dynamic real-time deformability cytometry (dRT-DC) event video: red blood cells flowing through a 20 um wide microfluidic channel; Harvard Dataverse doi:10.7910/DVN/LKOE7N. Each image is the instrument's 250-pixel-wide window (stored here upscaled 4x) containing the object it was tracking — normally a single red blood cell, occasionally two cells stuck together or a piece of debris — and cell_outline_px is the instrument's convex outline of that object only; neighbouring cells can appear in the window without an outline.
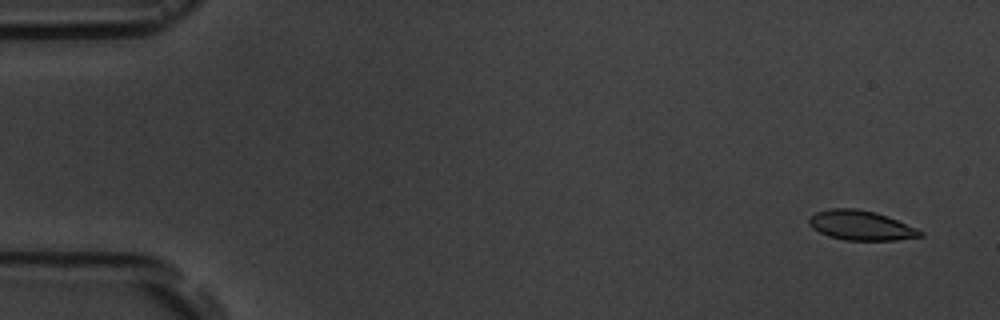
{"species": "common noctule bat (a hibernating species)", "species_latin": "Nyctalus noctula", "temperature_condition": "room temperature", "stored_images_in_passage": 6, "camera_frame_rate_fps": 3000, "um_per_image_px": 0.085, "animal": {"sex": "male", "body_mass_g": 19.5, "forearm_length_mm": 54.6}, "frame": {"image": 1, "passage_image": 1, "time_ms": 0.0, "image_size_px": [1000, 320], "cell_outline_px": [[924, 236], [896, 240], [844, 240], [828, 236], [812, 228], [808, 224], [808, 220], [816, 212], [828, 208], [856, 208], [876, 212], [888, 216], [916, 228], [924, 232]], "centroid_in_image_um": [73.18, 19.15], "position_along_channel_um": 11.8, "area_um2": 19.31}}
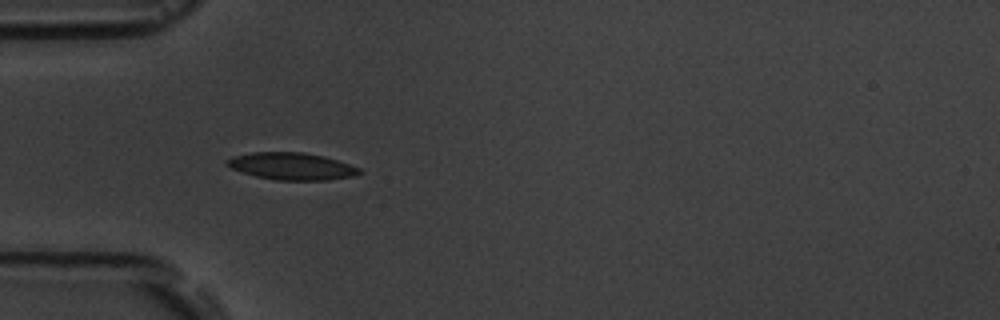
{"frame": {"image": 2, "passage_image": 5, "time_ms": 4.667, "image_size_px": [1000, 320], "cell_outline_px": [[364, 172], [356, 176], [328, 180], [276, 180], [256, 176], [232, 168], [224, 164], [224, 160], [232, 156], [252, 152], [304, 152], [324, 156], [360, 168]], "centroid_in_image_um": [24.8, 14.13], "position_along_channel_um": 60.2, "area_um2": 21.04}}
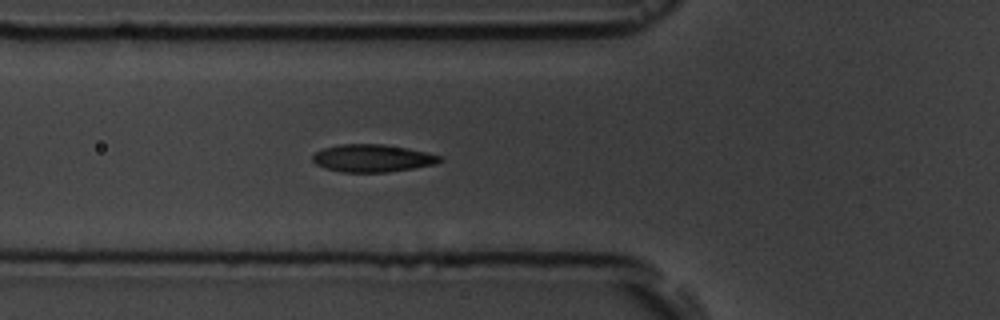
{"frame": {"image": 3, "passage_image": 6, "time_ms": 5.667, "image_size_px": [1000, 320], "cell_outline_px": [[444, 160], [436, 164], [388, 172], [340, 172], [324, 168], [316, 164], [312, 160], [312, 156], [316, 152], [324, 148], [340, 144], [384, 144], [408, 148], [428, 152], [444, 156]], "centroid_in_image_um": [31.7, 13.44], "position_along_channel_um": 94.1, "area_um2": 20.63}}